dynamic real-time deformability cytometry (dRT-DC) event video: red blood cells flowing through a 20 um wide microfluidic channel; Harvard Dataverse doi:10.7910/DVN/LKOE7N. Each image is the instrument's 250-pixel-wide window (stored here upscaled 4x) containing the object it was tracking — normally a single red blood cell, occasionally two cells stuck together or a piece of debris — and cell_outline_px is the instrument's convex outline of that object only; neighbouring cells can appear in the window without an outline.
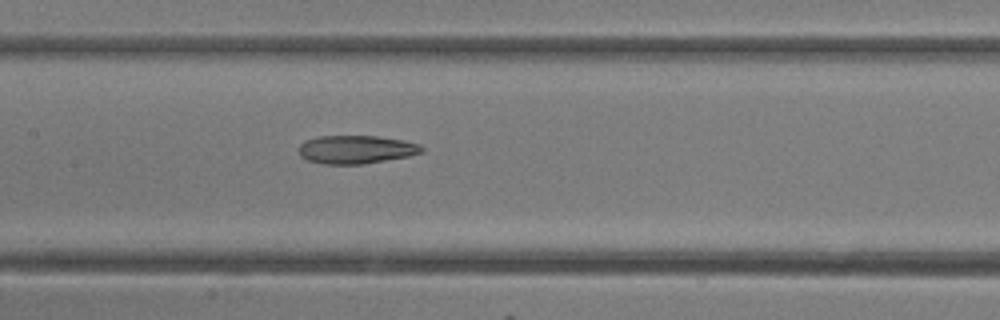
{"species": "common noctule bat (a hibernating species)", "species_latin": "Nyctalus noctula", "temperature_condition": "room temperature", "stored_images_in_passage": 17, "camera_frame_rate_fps": 3000, "um_per_image_px": 0.085, "animal": {"sex": "female"}, "frame": {"image": 1, "passage_image": 15, "time_ms": 4.667, "image_size_px": [1000, 320], "cell_outline_px": [[424, 152], [408, 156], [364, 164], [320, 164], [308, 160], [300, 156], [300, 144], [304, 140], [320, 136], [380, 136], [404, 140], [420, 144], [424, 148]], "centroid_in_image_um": [30.29, 12.7], "position_along_channel_um": 177.1, "area_um2": 20.4}}
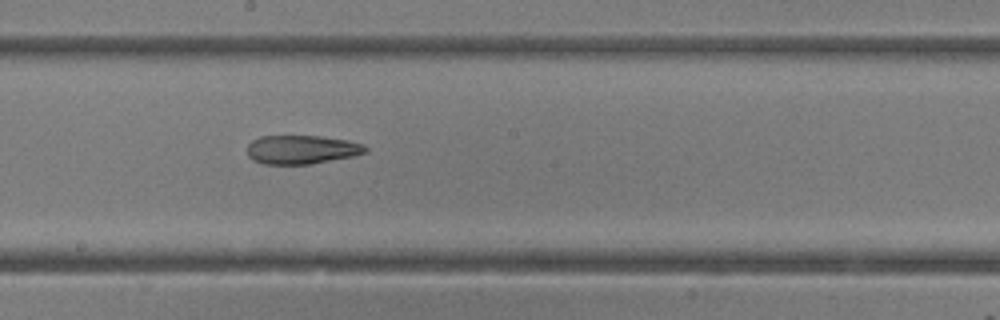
{"frame": {"image": 2, "passage_image": 17, "time_ms": 5.333, "image_size_px": [1000, 320], "cell_outline_px": [[368, 152], [356, 156], [312, 164], [264, 164], [252, 160], [248, 156], [248, 144], [252, 140], [260, 136], [320, 136], [348, 140], [364, 144], [368, 148]], "centroid_in_image_um": [25.68, 12.72], "position_along_channel_um": 222.5, "area_um2": 20.11}}